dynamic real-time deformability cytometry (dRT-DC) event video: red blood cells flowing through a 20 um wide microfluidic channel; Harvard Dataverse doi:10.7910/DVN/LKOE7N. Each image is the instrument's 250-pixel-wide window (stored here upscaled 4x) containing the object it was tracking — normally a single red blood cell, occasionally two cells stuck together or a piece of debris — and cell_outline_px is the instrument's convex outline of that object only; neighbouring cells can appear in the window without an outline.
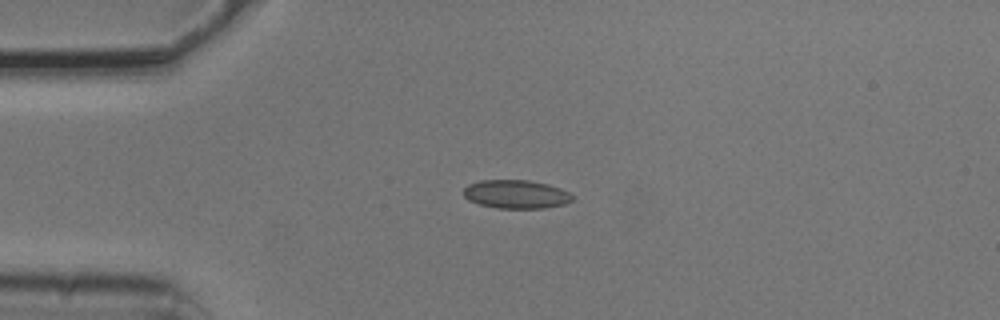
{"species": "common noctule bat (a hibernating species)", "species_latin": "Nyctalus noctula", "temperature_condition": "cold", "stored_images_in_passage": 5, "camera_frame_rate_fps": 3000, "um_per_image_px": 0.085, "animal": {"sex": "male", "body_mass_g": 20.5, "forearm_length_mm": 52.5}, "frame": {"image": 1, "passage_image": 5, "time_ms": 1.333, "image_size_px": [1000, 320], "cell_outline_px": [[572, 200], [564, 204], [544, 208], [496, 208], [480, 204], [468, 200], [464, 196], [464, 188], [468, 184], [480, 180], [528, 180], [548, 184], [560, 188], [568, 192], [572, 196]], "centroid_in_image_um": [43.84, 16.5], "position_along_channel_um": 41.2, "area_um2": 18.03}}